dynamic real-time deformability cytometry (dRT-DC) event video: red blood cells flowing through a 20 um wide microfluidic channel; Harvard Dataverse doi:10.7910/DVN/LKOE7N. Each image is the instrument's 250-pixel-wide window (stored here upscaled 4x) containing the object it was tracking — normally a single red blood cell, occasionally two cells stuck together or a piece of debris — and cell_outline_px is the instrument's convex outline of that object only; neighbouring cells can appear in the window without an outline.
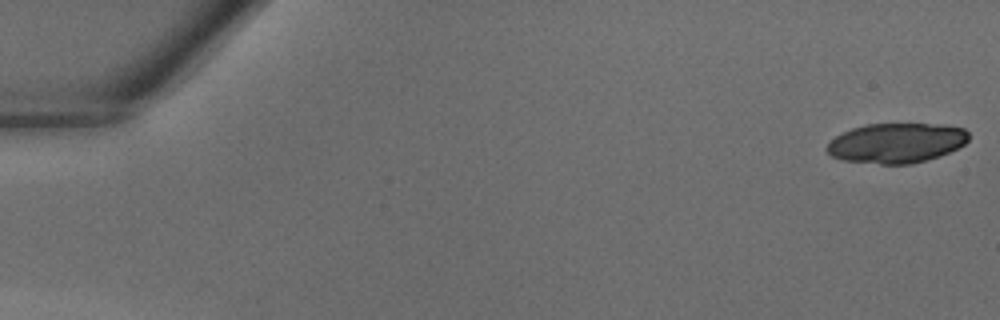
{"species": "common noctule bat (a hibernating species)", "species_latin": "Nyctalus noctula", "temperature_condition": "warm", "stored_images_in_passage": 42, "camera_frame_rate_fps": 3000, "um_per_image_px": 0.085, "animal": {"sex": "male", "body_mass_g": 18.8}, "frame": {"image": 1, "passage_image": 1, "time_ms": 0.0, "image_size_px": [1000, 320], "cell_outline_px": [[968, 140], [964, 144], [940, 156], [908, 164], [880, 164], [844, 160], [832, 156], [824, 148], [836, 136], [852, 128], [864, 124], [944, 124], [964, 128], [968, 132]], "centroid_in_image_um": [76.2, 12.14], "position_along_channel_um": 8.8, "area_um2": 32.77}}
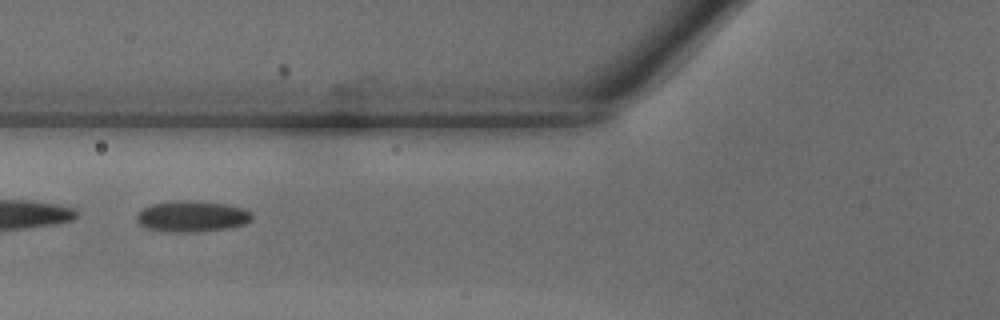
{"frame": {"image": 2, "passage_image": 17, "time_ms": 5.333, "image_size_px": [1000, 320], "cell_outline_px": [[252, 220], [244, 224], [228, 228], [200, 232], [160, 232], [144, 228], [136, 220], [136, 216], [144, 208], [152, 204], [172, 200], [188, 200], [224, 204], [244, 208], [252, 212]], "centroid_in_image_um": [16.3, 18.4], "position_along_channel_um": 109.5, "area_um2": 21.15}}
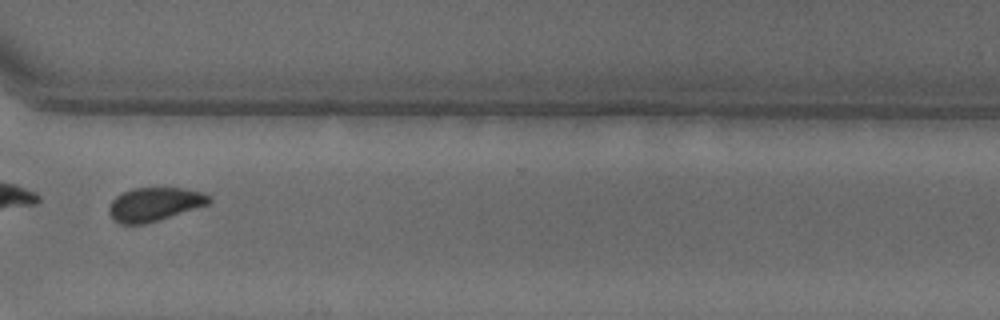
{"frame": {"image": 3, "passage_image": 32, "time_ms": 10.333, "image_size_px": [1000, 320], "cell_outline_px": [[212, 200], [208, 204], [144, 224], [120, 224], [108, 212], [108, 208], [112, 200], [116, 196], [132, 188], [184, 188], [204, 192]], "centroid_in_image_um": [13.12, 17.34], "position_along_channel_um": 357.5, "area_um2": 19.31}}